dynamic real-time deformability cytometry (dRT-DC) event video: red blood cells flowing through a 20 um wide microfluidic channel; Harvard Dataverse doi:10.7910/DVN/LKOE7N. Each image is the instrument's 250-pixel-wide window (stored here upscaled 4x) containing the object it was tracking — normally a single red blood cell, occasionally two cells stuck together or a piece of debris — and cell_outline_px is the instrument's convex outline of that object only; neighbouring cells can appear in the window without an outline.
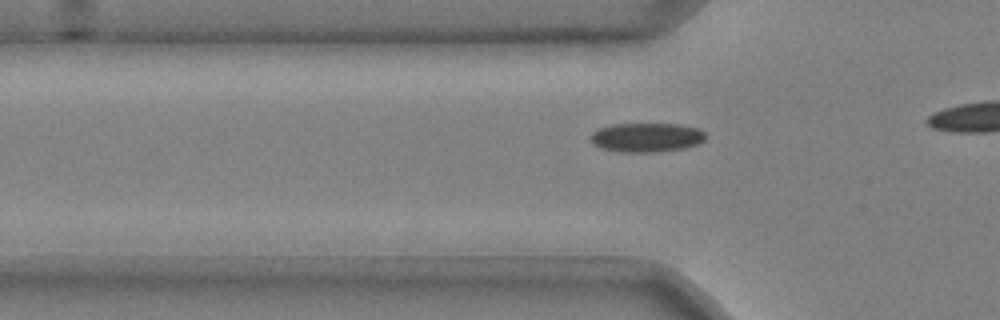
{"species": "common noctule bat (a hibernating species)", "species_latin": "Nyctalus noctula", "temperature_condition": "cold", "stored_images_in_passage": 10, "camera_frame_rate_fps": 3000, "um_per_image_px": 0.085, "animal": {"sex": "male", "body_mass_g": 20.4}, "frame": {"image": 1, "passage_image": 4, "time_ms": 1.0, "image_size_px": [1000, 320], "cell_outline_px": [[704, 140], [696, 144], [684, 148], [656, 152], [620, 152], [600, 148], [592, 140], [592, 132], [600, 128], [612, 124], [680, 124], [700, 128], [704, 132]], "centroid_in_image_um": [54.98, 11.68], "position_along_channel_um": 70.8, "area_um2": 19.42}}
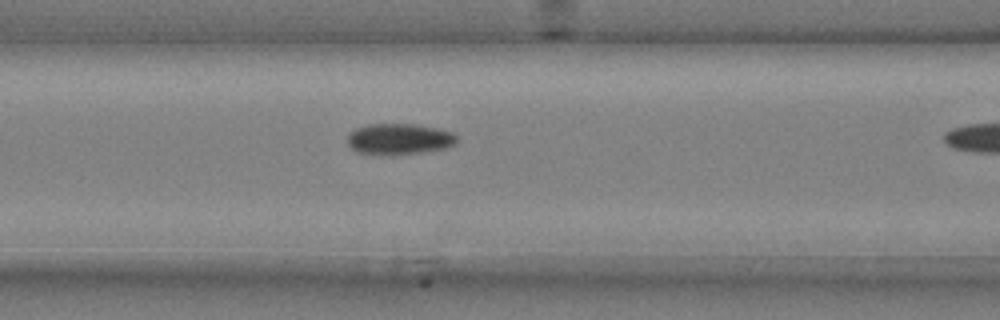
{"frame": {"image": 2, "passage_image": 9, "time_ms": 2.667, "image_size_px": [1000, 320], "cell_outline_px": [[456, 144], [444, 148], [420, 152], [392, 156], [380, 156], [356, 152], [348, 144], [348, 132], [364, 124], [416, 124], [436, 128], [452, 132], [456, 136]], "centroid_in_image_um": [33.87, 11.83], "position_along_channel_um": 132.7, "area_um2": 20.11}}